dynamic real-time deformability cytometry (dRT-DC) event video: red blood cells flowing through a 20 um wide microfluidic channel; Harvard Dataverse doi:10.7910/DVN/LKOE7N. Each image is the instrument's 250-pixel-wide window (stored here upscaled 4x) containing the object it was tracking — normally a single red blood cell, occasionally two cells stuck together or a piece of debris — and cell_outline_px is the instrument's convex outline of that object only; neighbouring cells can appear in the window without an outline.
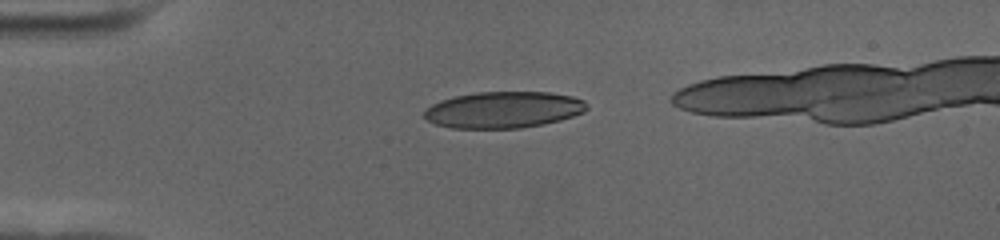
{"species": "human", "species_latin": "Homo sapiens", "temperature_condition": "cold", "stored_images_in_passage": 44, "camera_frame_rate_fps": 3000, "um_per_image_px": 0.085, "donor": {"sex": "female"}, "frame": {"image": 1, "passage_image": 7, "time_ms": 2.0, "image_size_px": [1000, 240], "cell_outline_px": [[588, 108], [584, 112], [560, 120], [544, 124], [520, 128], [452, 128], [436, 124], [428, 120], [424, 116], [424, 112], [432, 104], [440, 100], [456, 96], [476, 92], [548, 92], [572, 96], [584, 100], [588, 104]], "centroid_in_image_um": [42.82, 9.33], "position_along_channel_um": 42.2, "area_um2": 34.51}}
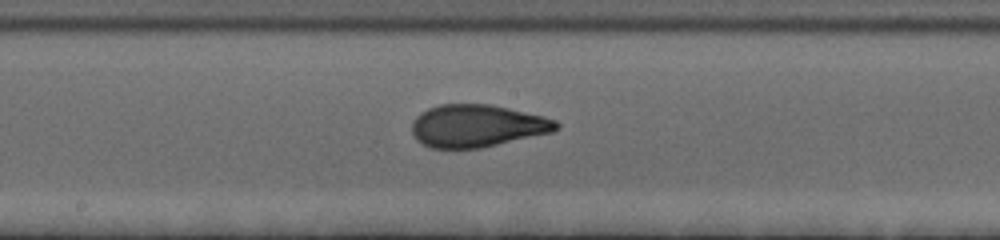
{"frame": {"image": 2, "passage_image": 23, "time_ms": 7.333, "image_size_px": [1000, 240], "cell_outline_px": [[560, 128], [552, 132], [480, 148], [432, 148], [416, 140], [412, 132], [412, 124], [416, 116], [420, 112], [428, 108], [440, 104], [488, 104], [508, 108], [544, 116], [556, 120], [560, 124]], "centroid_in_image_um": [40.55, 10.69], "position_along_channel_um": 207.6, "area_um2": 35.66}}
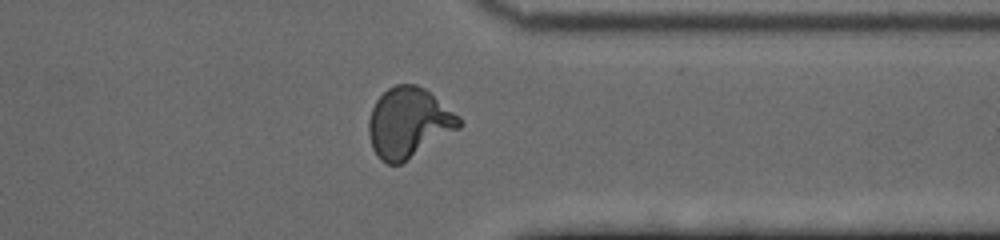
{"frame": {"image": 3, "passage_image": 37, "time_ms": 12.0, "image_size_px": [1000, 240], "cell_outline_px": [[464, 124], [460, 128], [400, 164], [388, 164], [380, 160], [376, 156], [372, 148], [368, 132], [368, 120], [372, 108], [376, 100], [388, 88], [396, 84], [416, 84], [424, 88], [460, 116]], "centroid_in_image_um": [34.73, 10.43], "position_along_channel_um": 376.7, "area_um2": 36.99}, "authors_computed_cell_mechanics": {"area_um2": 35.2291, "velocity_mm_per_s": 3.6761, "shape_relaxation_time_tau1_ms": 6.558, "shape_relaxation_time_tau2_ms": 0.9169, "deformation_change_tau1": 0.2313, "deformation_change_tau2": 0.0654}}